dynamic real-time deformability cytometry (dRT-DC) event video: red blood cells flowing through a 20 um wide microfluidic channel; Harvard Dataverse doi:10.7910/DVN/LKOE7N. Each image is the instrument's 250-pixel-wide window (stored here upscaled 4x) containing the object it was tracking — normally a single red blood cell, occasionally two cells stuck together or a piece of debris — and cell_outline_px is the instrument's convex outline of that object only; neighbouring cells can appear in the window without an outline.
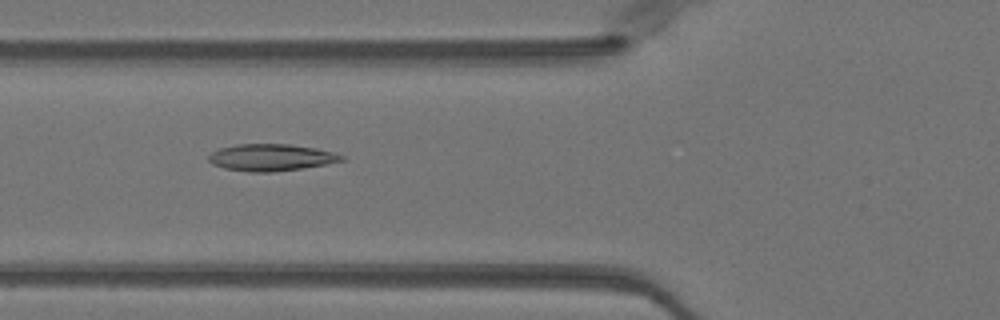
{"species": "Egyptian fruit bat (a non-hibernating species)", "species_latin": "Rousettus aegyptiacus", "temperature_condition": "warm", "stored_images_in_passage": 50, "camera_frame_rate_fps": 3000, "um_per_image_px": 0.085, "animal": {"sex": "female"}, "frame": {"image": 1, "passage_image": 19, "time_ms": 6.0, "image_size_px": [1000, 320], "cell_outline_px": [[344, 160], [324, 164], [300, 168], [272, 172], [248, 172], [224, 168], [212, 164], [208, 160], [208, 156], [212, 152], [220, 148], [240, 144], [292, 144], [316, 148], [332, 152], [344, 156]], "centroid_in_image_um": [23.01, 13.38], "position_along_channel_um": 102.8, "area_um2": 20.63}}
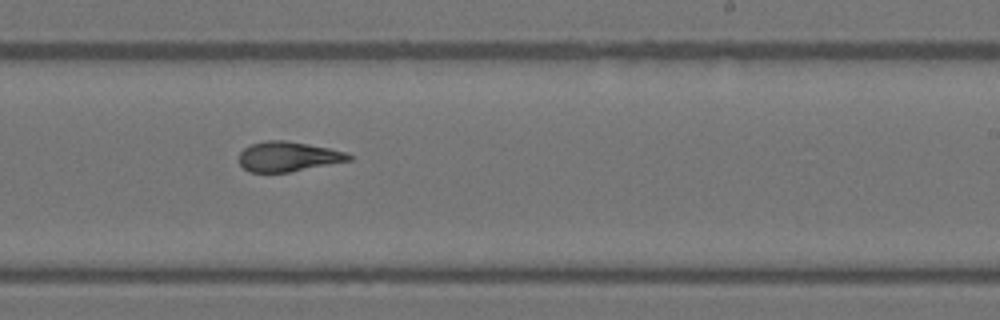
{"frame": {"image": 2, "passage_image": 31, "time_ms": 10.0, "image_size_px": [1000, 320], "cell_outline_px": [[352, 160], [288, 172], [248, 172], [240, 164], [240, 152], [244, 148], [252, 144], [264, 140], [284, 140], [308, 144], [328, 148], [344, 152], [352, 156]], "centroid_in_image_um": [24.46, 13.3], "position_along_channel_um": 264.5, "area_um2": 18.9}}
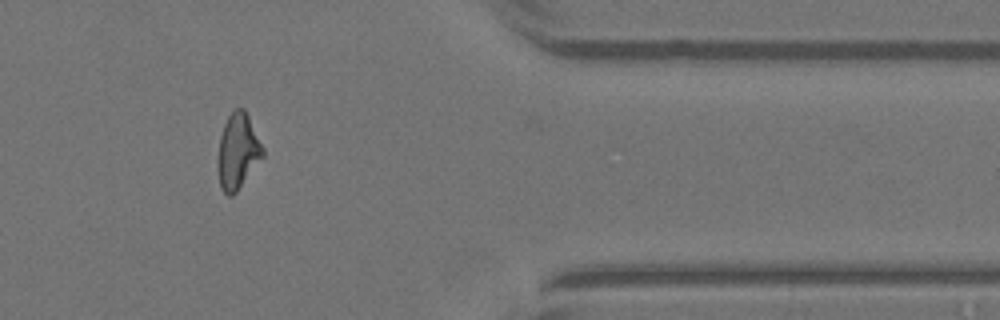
{"frame": {"image": 3, "passage_image": 42, "time_ms": 13.667, "image_size_px": [1000, 320], "cell_outline_px": [[264, 156], [236, 192], [232, 196], [228, 196], [220, 188], [216, 164], [216, 160], [220, 136], [224, 124], [228, 116], [236, 108], [244, 108], [264, 148]], "centroid_in_image_um": [20.19, 12.89], "position_along_channel_um": 391.2, "area_um2": 19.94}, "authors_computed_cell_mechanics": {"area_um2": 20.1722, "velocity_mm_per_s": 4.0494, "shape_relaxation_time_tau1_ms": null, "shape_relaxation_time_tau2_ms": 1.9329, "deformation_change_tau1": null, "deformation_change_tau2": 0.1058}}